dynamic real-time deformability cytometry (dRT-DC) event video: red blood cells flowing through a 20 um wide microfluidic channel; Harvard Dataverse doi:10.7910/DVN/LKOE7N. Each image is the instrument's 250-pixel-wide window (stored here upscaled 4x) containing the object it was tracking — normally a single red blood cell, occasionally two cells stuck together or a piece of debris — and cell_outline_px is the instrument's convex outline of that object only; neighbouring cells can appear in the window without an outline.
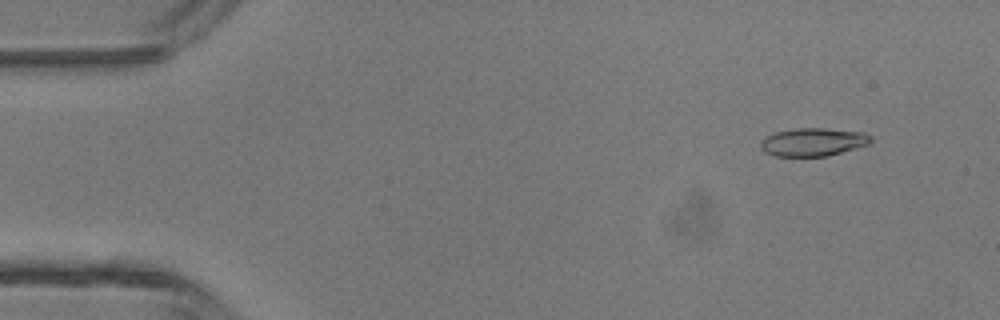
{"species": "common noctule bat (a hibernating species)", "species_latin": "Nyctalus noctula", "temperature_condition": "room temperature", "stored_images_in_passage": 46, "camera_frame_rate_fps": 3000, "um_per_image_px": 0.085, "animal": {"sex": "male", "body_mass_g": 13.3}, "frame": {"image": 1, "passage_image": 4, "time_ms": 1.0, "image_size_px": [1000, 320], "cell_outline_px": [[872, 140], [868, 144], [856, 148], [828, 156], [776, 156], [764, 152], [760, 148], [760, 144], [768, 136], [776, 132], [796, 128], [824, 128], [864, 132], [872, 136]], "centroid_in_image_um": [69.14, 12.07], "position_along_channel_um": 15.9, "area_um2": 17.98}}
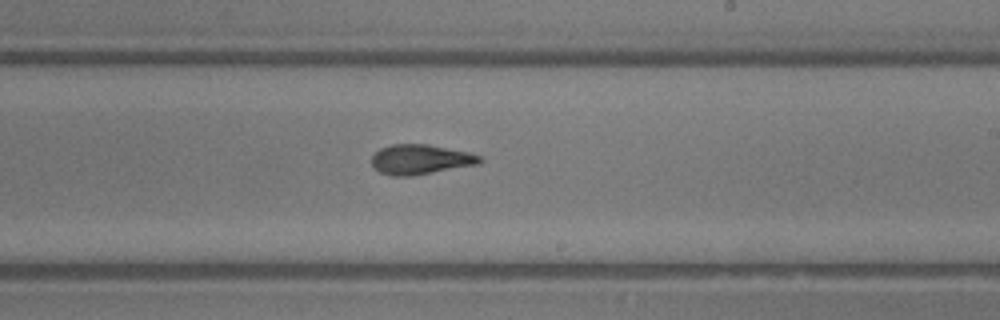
{"frame": {"image": 2, "passage_image": 27, "time_ms": 8.667, "image_size_px": [1000, 320], "cell_outline_px": [[484, 160], [480, 164], [412, 176], [392, 176], [380, 172], [372, 164], [372, 156], [380, 148], [392, 144], [428, 144], [468, 152], [480, 156]], "centroid_in_image_um": [35.76, 13.55], "position_along_channel_um": 253.2, "area_um2": 18.84}}
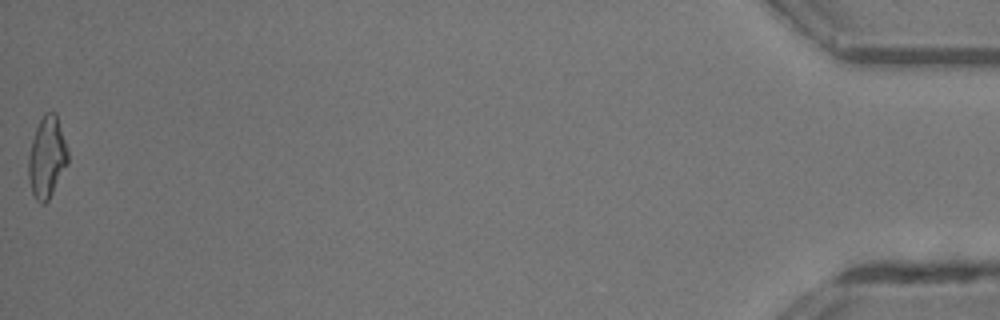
{"frame": {"image": 3, "passage_image": 46, "time_ms": 15.0, "image_size_px": [1000, 320], "cell_outline_px": [[68, 164], [48, 200], [44, 204], [40, 204], [36, 200], [32, 192], [28, 176], [28, 160], [32, 140], [36, 128], [44, 112], [56, 112], [68, 152]], "centroid_in_image_um": [3.99, 13.37], "position_along_channel_um": 431.2, "area_um2": 18.55}, "authors_computed_cell_mechanics": {"area_um2": 18.4093, "velocity_mm_per_s": 4.463, "shape_relaxation_time_tau1_ms": 3.8836, "shape_relaxation_time_tau2_ms": 2.3446, "deformation_change_tau1": 0.183, "deformation_change_tau2": 0.0996}}